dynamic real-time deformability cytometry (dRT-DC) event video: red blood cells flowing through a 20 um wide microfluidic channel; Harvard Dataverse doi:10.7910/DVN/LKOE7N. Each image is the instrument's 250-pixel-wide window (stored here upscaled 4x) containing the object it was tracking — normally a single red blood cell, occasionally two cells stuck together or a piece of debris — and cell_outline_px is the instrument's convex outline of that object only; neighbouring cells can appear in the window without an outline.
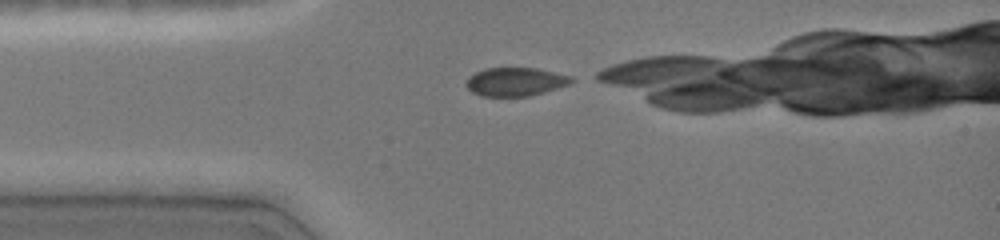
{"species": "common noctule bat (a hibernating species)", "species_latin": "Nyctalus noctula", "temperature_condition": "cold", "stored_images_in_passage": 9, "camera_frame_rate_fps": 3000, "um_per_image_px": 0.085, "animal": {"sex": "female", "body_mass_g": 19.0, "forearm_length_mm": 51.5}, "frame": {"image": 1, "passage_image": 1, "time_ms": 0.0, "image_size_px": [1000, 240], "cell_outline_px": [[576, 80], [568, 84], [544, 92], [528, 96], [480, 96], [472, 92], [464, 84], [468, 76], [484, 68], [536, 68], [576, 76]], "centroid_in_image_um": [43.82, 6.94], "position_along_channel_um": 41.2, "area_um2": 17.69}}